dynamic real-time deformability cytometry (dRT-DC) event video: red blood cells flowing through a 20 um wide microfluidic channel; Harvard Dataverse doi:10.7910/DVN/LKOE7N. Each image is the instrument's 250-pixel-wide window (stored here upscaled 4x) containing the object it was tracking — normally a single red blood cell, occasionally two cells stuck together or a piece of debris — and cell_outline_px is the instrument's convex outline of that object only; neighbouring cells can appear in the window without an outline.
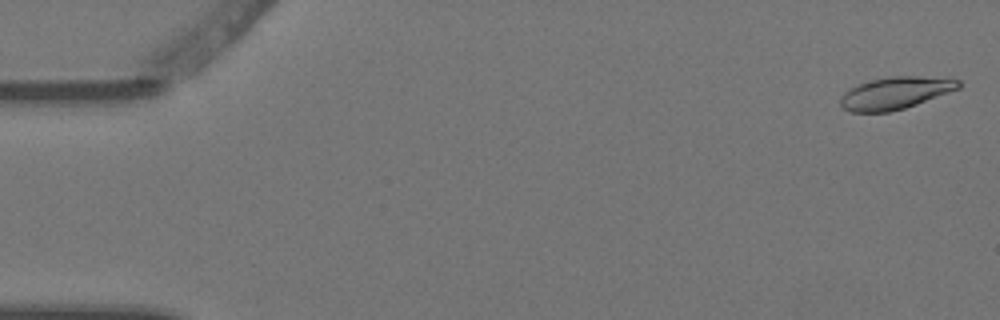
{"species": "Egyptian fruit bat (a non-hibernating species)", "species_latin": "Rousettus aegyptiacus", "temperature_condition": "warm", "stored_images_in_passage": 5, "camera_frame_rate_fps": 3000, "um_per_image_px": 0.085, "animal": {"sex": "female"}, "frame": {"image": 1, "passage_image": 1, "time_ms": 0.0, "image_size_px": [1000, 320], "cell_outline_px": [[960, 88], [916, 104], [904, 108], [888, 112], [852, 112], [844, 108], [840, 104], [840, 96], [844, 92], [860, 84], [872, 80], [892, 76], [916, 76], [960, 80]], "centroid_in_image_um": [76.08, 7.91], "position_along_channel_um": 8.9, "area_um2": 21.73}}
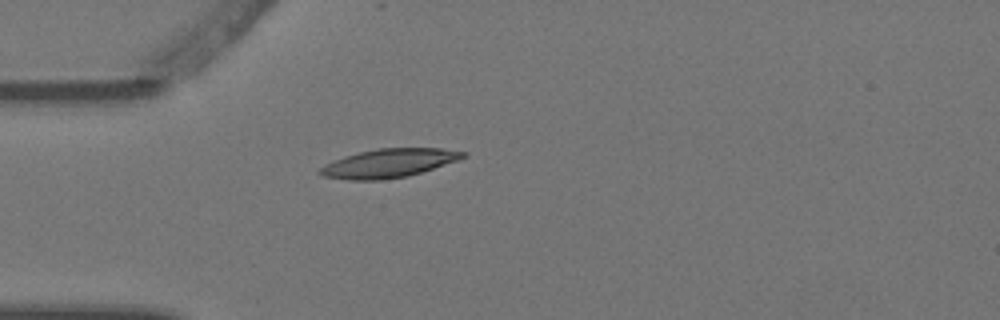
{"frame": {"image": 2, "passage_image": 5, "time_ms": 1.333, "image_size_px": [1000, 320], "cell_outline_px": [[468, 156], [408, 176], [380, 180], [348, 180], [324, 176], [316, 172], [324, 164], [344, 156], [376, 148], [440, 148], [468, 152]], "centroid_in_image_um": [33.01, 13.87], "position_along_channel_um": 52.0, "area_um2": 23.76}}